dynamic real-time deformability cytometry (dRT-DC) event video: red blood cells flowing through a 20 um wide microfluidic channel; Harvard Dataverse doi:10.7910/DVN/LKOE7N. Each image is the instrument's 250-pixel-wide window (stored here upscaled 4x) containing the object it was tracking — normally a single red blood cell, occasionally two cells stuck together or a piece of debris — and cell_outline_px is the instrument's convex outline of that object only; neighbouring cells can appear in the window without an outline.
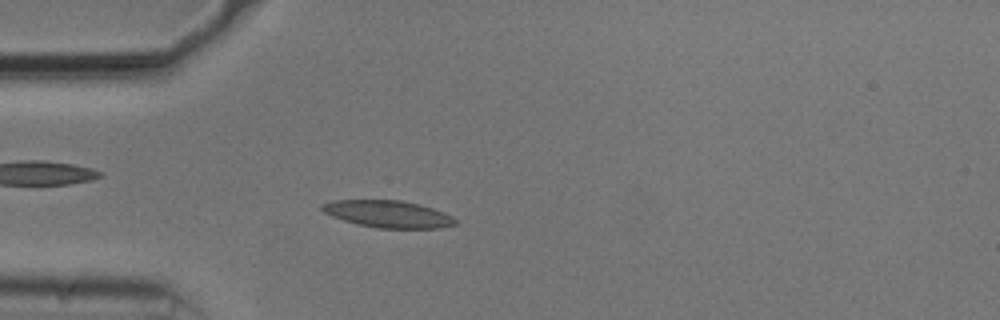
{"species": "common noctule bat (a hibernating species)", "species_latin": "Nyctalus noctula", "temperature_condition": "cold", "stored_images_in_passage": 53, "camera_frame_rate_fps": 3000, "um_per_image_px": 0.085, "animal": {"sex": "male", "body_mass_g": 20.5, "forearm_length_mm": 52.5}, "frame": {"image": 1, "passage_image": 14, "time_ms": 4.333, "image_size_px": [1000, 320], "cell_outline_px": [[456, 224], [440, 228], [376, 228], [344, 220], [332, 216], [324, 212], [320, 208], [320, 204], [332, 200], [400, 200], [420, 204], [444, 212], [452, 216], [456, 220]], "centroid_in_image_um": [32.98, 18.18], "position_along_channel_um": 52.0, "area_um2": 20.98}}
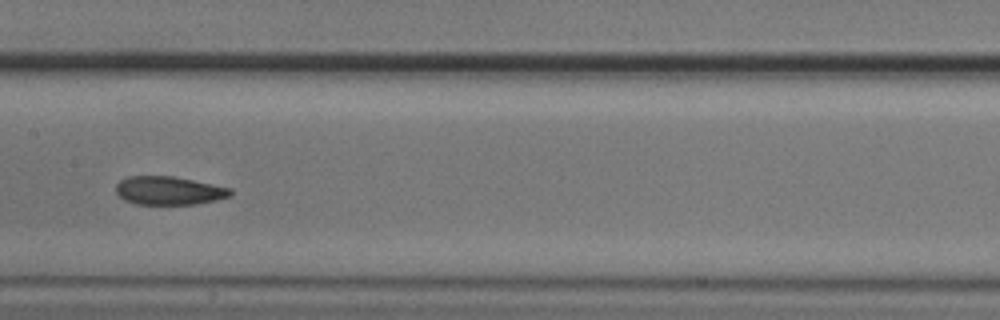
{"frame": {"image": 2, "passage_image": 26, "time_ms": 8.333, "image_size_px": [1000, 320], "cell_outline_px": [[232, 196], [216, 200], [196, 204], [136, 204], [124, 200], [116, 192], [116, 184], [120, 180], [128, 176], [172, 176], [232, 188]], "centroid_in_image_um": [14.36, 16.2], "position_along_channel_um": 193.0, "area_um2": 18.96}}
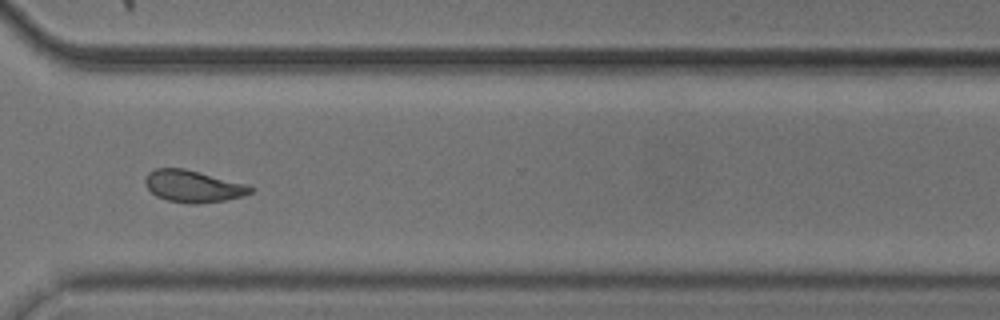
{"frame": {"image": 3, "passage_image": 39, "time_ms": 12.667, "image_size_px": [1000, 320], "cell_outline_px": [[256, 188], [252, 192], [244, 196], [224, 200], [196, 204], [188, 204], [168, 200], [156, 196], [144, 184], [144, 180], [148, 172], [156, 168], [184, 168], [248, 184]], "centroid_in_image_um": [16.43, 15.83], "position_along_channel_um": 354.2, "area_um2": 19.77}, "authors_computed_cell_mechanics": {"area_um2": 19.8832, "velocity_mm_per_s": 3.7262, "shape_relaxation_time_tau1_ms": 11.0604, "shape_relaxation_time_tau2_ms": 2.3951, "deformation_change_tau1": 0.2216, "deformation_change_tau2": 0.0746}}